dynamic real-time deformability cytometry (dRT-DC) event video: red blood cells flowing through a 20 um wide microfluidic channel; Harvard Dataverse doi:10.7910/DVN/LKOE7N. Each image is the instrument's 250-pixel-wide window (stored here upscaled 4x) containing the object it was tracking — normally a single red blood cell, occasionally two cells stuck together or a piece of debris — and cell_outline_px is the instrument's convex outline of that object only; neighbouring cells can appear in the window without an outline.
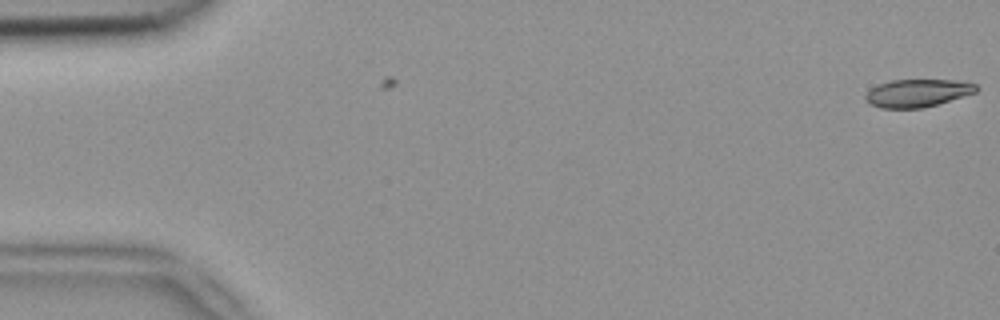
{"species": "common noctule bat (a hibernating species)", "species_latin": "Nyctalus noctula", "temperature_condition": "room temperature", "stored_images_in_passage": 2, "camera_frame_rate_fps": 3000, "um_per_image_px": 0.085, "animal": {"sex": "female", "body_mass_g": 18.4}, "frame": {"image": 1, "passage_image": 2, "time_ms": 0.333, "image_size_px": [1000, 320], "cell_outline_px": [[980, 88], [976, 92], [924, 108], [880, 108], [868, 104], [864, 100], [864, 96], [872, 88], [880, 84], [892, 80], [952, 80], [976, 84]], "centroid_in_image_um": [77.96, 7.92], "position_along_channel_um": 7.0, "area_um2": 17.86}}